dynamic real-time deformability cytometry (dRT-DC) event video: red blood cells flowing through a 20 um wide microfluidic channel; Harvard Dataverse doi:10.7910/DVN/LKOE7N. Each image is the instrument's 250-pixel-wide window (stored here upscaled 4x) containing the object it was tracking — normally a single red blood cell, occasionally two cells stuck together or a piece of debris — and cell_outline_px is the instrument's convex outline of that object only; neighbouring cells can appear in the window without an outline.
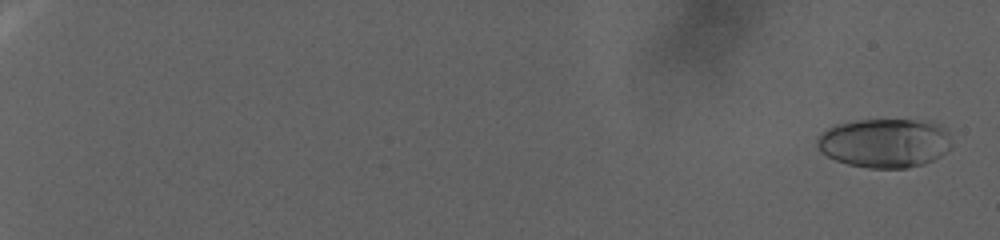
{"species": "human", "species_latin": "Homo sapiens", "temperature_condition": "warm", "stored_images_in_passage": 108, "camera_frame_rate_fps": 3000, "um_per_image_px": 0.085, "donor": {"sex": "female"}, "frame": {"image": 1, "passage_image": 4, "time_ms": 1.0, "image_size_px": [1000, 240], "cell_outline_px": [[952, 148], [940, 156], [924, 164], [908, 168], [868, 168], [848, 164], [836, 160], [828, 156], [816, 144], [816, 136], [828, 128], [836, 124], [856, 120], [928, 120], [940, 124], [948, 132], [952, 144]], "centroid_in_image_um": [75.23, 12.14], "position_along_channel_um": 9.8, "area_um2": 38.84}}
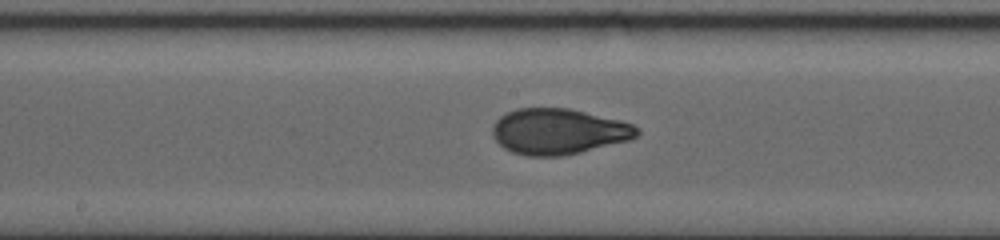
{"frame": {"image": 2, "passage_image": 67, "time_ms": 22.0, "image_size_px": [1000, 240], "cell_outline_px": [[640, 132], [636, 136], [628, 140], [580, 152], [560, 156], [524, 156], [512, 152], [504, 148], [492, 136], [492, 124], [500, 116], [516, 108], [568, 108], [620, 120], [632, 124], [640, 128]], "centroid_in_image_um": [47.44, 11.17], "position_along_channel_um": 200.8, "area_um2": 38.49}}
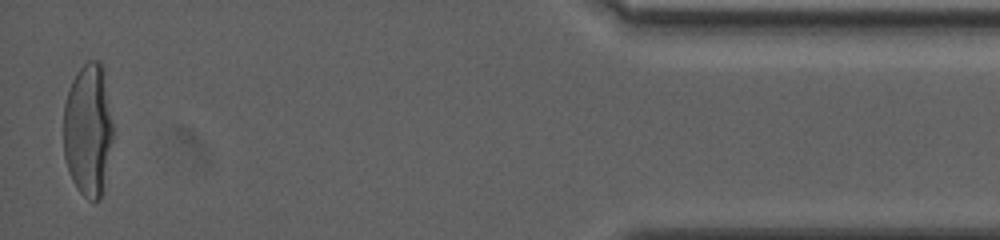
{"frame": {"image": 3, "passage_image": 107, "time_ms": 35.333, "image_size_px": [1000, 240], "cell_outline_px": [[112, 140], [100, 200], [88, 200], [76, 188], [68, 172], [64, 156], [64, 104], [72, 80], [76, 72], [88, 60], [100, 60], [104, 64], [112, 120]], "centroid_in_image_um": [7.49, 10.99], "position_along_channel_um": 427.7, "area_um2": 38.49}}